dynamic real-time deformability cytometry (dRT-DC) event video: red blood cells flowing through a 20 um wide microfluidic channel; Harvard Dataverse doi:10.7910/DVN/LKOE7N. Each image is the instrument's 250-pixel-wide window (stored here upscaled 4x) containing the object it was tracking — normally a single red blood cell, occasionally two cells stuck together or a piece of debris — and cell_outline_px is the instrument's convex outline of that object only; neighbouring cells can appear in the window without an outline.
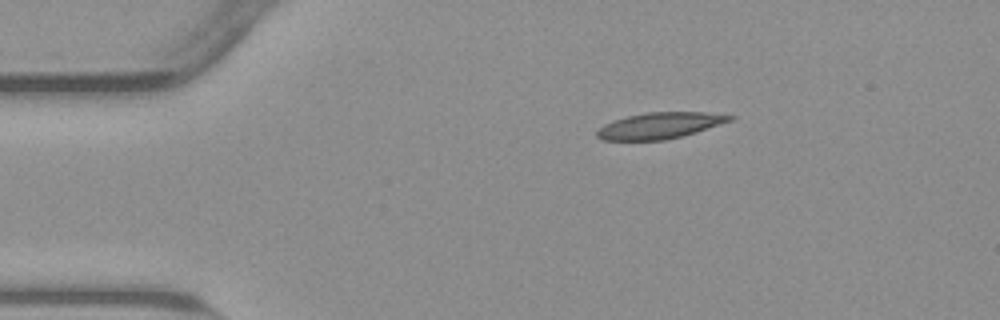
{"species": "common noctule bat (a hibernating species)", "species_latin": "Nyctalus noctula", "temperature_condition": "warm", "stored_images_in_passage": 45, "camera_frame_rate_fps": 3000, "um_per_image_px": 0.085, "animal": {"sex": "male", "body_mass_g": 23.1, "forearm_length_mm": 52.7}, "frame": {"image": 1, "passage_image": 1, "time_ms": 0.0, "image_size_px": [1000, 320], "cell_outline_px": [[736, 116], [732, 120], [684, 136], [664, 140], [604, 140], [596, 136], [596, 132], [604, 124], [612, 120], [628, 116], [648, 112], [704, 112]], "centroid_in_image_um": [56.08, 10.67], "position_along_channel_um": 28.9, "area_um2": 20.17}}
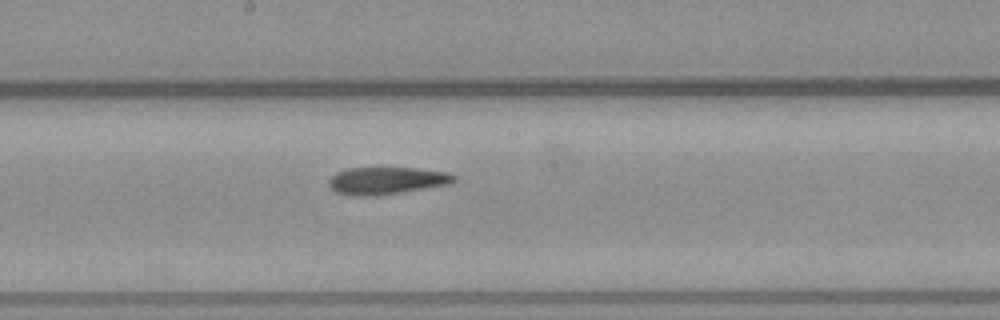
{"frame": {"image": 2, "passage_image": 20, "time_ms": 6.333, "image_size_px": [1000, 320], "cell_outline_px": [[456, 180], [452, 184], [380, 196], [352, 196], [336, 192], [328, 184], [328, 180], [336, 172], [348, 168], [380, 164], [416, 168], [448, 172], [456, 176]], "centroid_in_image_um": [32.87, 15.31], "position_along_channel_um": 215.3, "area_um2": 21.21}}
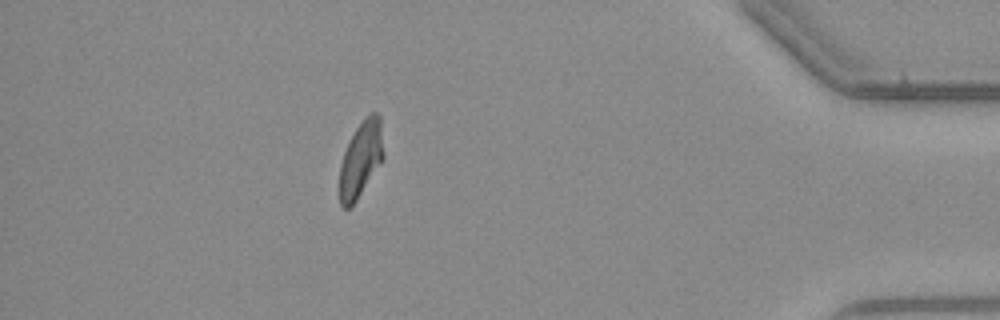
{"frame": {"image": 3, "passage_image": 39, "time_ms": 12.667, "image_size_px": [1000, 320], "cell_outline_px": [[384, 156], [356, 200], [348, 208], [344, 208], [340, 204], [340, 164], [344, 152], [356, 128], [364, 116], [368, 112], [376, 112], [380, 116], [384, 152]], "centroid_in_image_um": [30.68, 13.46], "position_along_channel_um": 404.5, "area_um2": 19.07}, "authors_computed_cell_mechanics": {"area_um2": 20.1722, "velocity_mm_per_s": 3.8138, "shape_relaxation_time_tau1_ms": null, "shape_relaxation_time_tau2_ms": 5.9919, "deformation_change_tau1": null, "deformation_change_tau2": 0.1456}}